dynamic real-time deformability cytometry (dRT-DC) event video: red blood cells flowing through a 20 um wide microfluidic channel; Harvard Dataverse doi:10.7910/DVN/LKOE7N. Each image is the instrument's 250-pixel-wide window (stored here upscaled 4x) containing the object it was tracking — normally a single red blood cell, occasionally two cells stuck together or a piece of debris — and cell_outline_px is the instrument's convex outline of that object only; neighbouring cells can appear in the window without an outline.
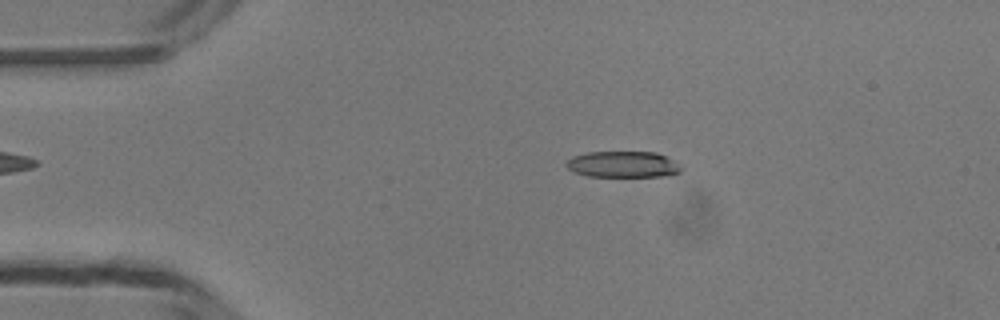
{"species": "common noctule bat (a hibernating species)", "species_latin": "Nyctalus noctula", "temperature_condition": "room temperature", "stored_images_in_passage": 46, "camera_frame_rate_fps": 3000, "um_per_image_px": 0.085, "animal": {"sex": "male", "body_mass_g": 13.3}, "frame": {"image": 1, "passage_image": 7, "time_ms": 2.0, "image_size_px": [1000, 320], "cell_outline_px": [[684, 168], [680, 172], [660, 176], [588, 176], [576, 172], [568, 168], [564, 164], [572, 156], [588, 152], [656, 152], [680, 164]], "centroid_in_image_um": [52.95, 13.96], "position_along_channel_um": 32.0, "area_um2": 17.4}}
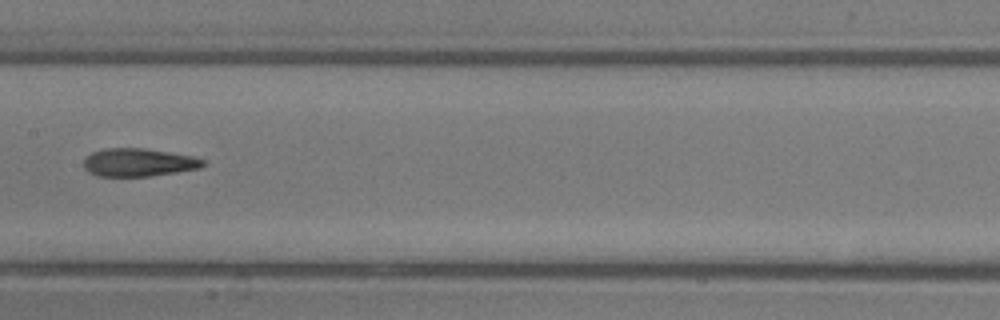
{"frame": {"image": 2, "passage_image": 22, "time_ms": 7.0, "image_size_px": [1000, 320], "cell_outline_px": [[208, 164], [200, 168], [176, 172], [148, 176], [96, 176], [88, 172], [84, 168], [84, 160], [92, 152], [104, 148], [144, 148], [192, 156], [204, 160]], "centroid_in_image_um": [11.77, 13.8], "position_along_channel_um": 195.6, "area_um2": 19.48}}
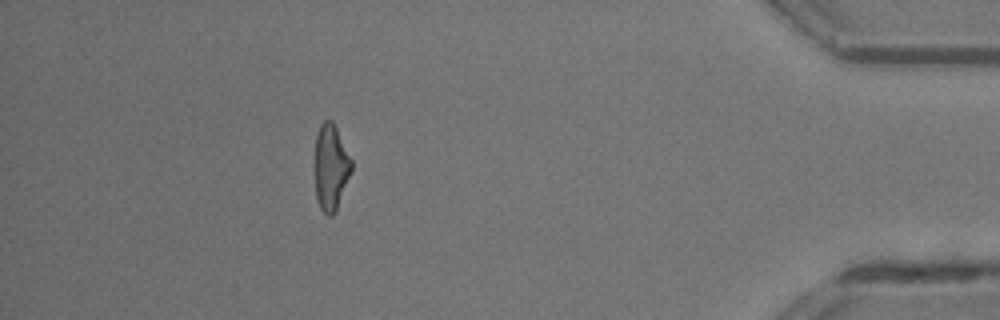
{"frame": {"image": 3, "passage_image": 41, "time_ms": 13.333, "image_size_px": [1000, 320], "cell_outline_px": [[352, 172], [336, 212], [332, 216], [328, 216], [320, 208], [316, 200], [316, 136], [320, 124], [324, 120], [332, 120], [352, 160]], "centroid_in_image_um": [28.14, 14.26], "position_along_channel_um": 407.1, "area_um2": 18.32}, "authors_computed_cell_mechanics": {"area_um2": 19.074, "velocity_mm_per_s": 4.2059, "shape_relaxation_time_tau1_ms": 5.4939, "shape_relaxation_time_tau2_ms": 1.7515, "deformation_change_tau1": 0.1879, "deformation_change_tau2": 0.1087}}